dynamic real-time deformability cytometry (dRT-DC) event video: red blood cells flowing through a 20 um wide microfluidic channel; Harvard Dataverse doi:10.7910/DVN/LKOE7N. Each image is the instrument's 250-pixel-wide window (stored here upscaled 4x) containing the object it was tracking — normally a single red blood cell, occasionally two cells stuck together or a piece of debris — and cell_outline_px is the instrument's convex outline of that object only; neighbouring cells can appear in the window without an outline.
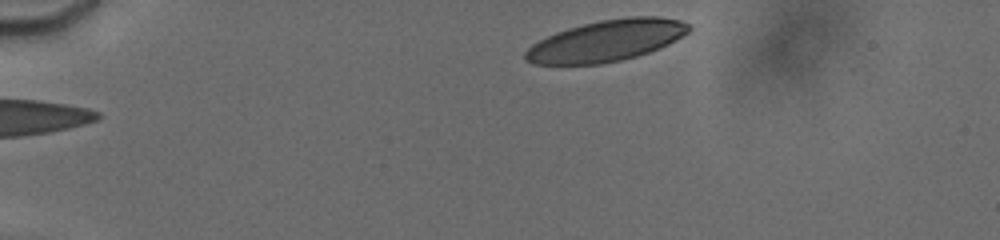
{"species": "human", "species_latin": "Homo sapiens", "temperature_condition": "cold", "stored_images_in_passage": 13, "camera_frame_rate_fps": 3000, "um_per_image_px": 0.085, "donor": {"sex": "male"}, "frame": {"image": 1, "passage_image": 1, "time_ms": 0.0, "image_size_px": [1000, 240], "cell_outline_px": [[692, 28], [688, 32], [668, 44], [648, 52], [636, 56], [620, 60], [600, 64], [532, 64], [524, 60], [524, 52], [532, 44], [556, 32], [568, 28], [600, 20], [628, 16], [660, 16], [680, 20], [688, 24]], "centroid_in_image_um": [51.53, 3.45], "position_along_channel_um": 33.5, "area_um2": 39.19}}
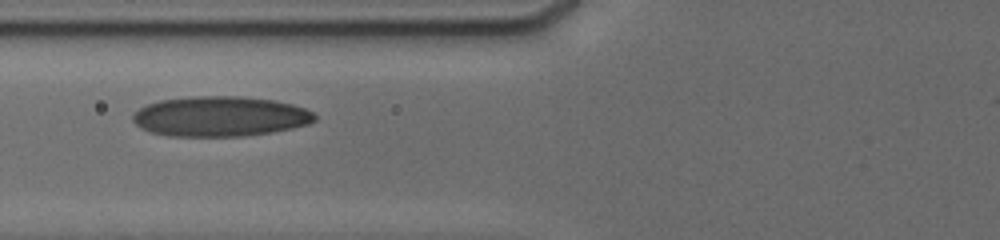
{"frame": {"image": 2, "passage_image": 8, "time_ms": 4.0, "image_size_px": [1000, 240], "cell_outline_px": [[316, 120], [308, 124], [292, 128], [272, 132], [244, 136], [168, 136], [152, 132], [140, 128], [132, 120], [132, 116], [140, 108], [148, 104], [160, 100], [192, 96], [240, 96], [276, 100], [292, 104], [304, 108], [312, 112], [316, 116]], "centroid_in_image_um": [18.72, 9.89], "position_along_channel_um": 107.1, "area_um2": 42.6}}
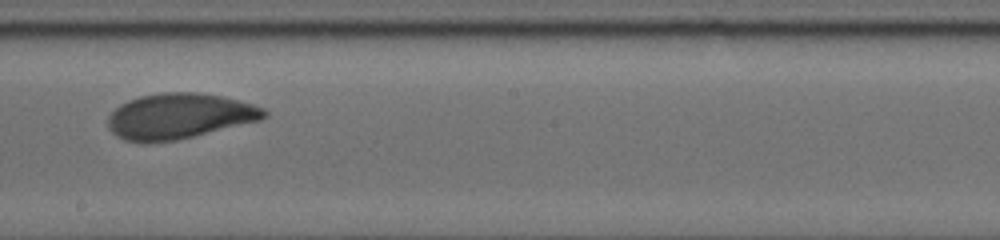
{"frame": {"image": 3, "passage_image": 12, "time_ms": 7.333, "image_size_px": [1000, 240], "cell_outline_px": [[268, 116], [260, 120], [176, 140], [148, 144], [140, 144], [124, 140], [116, 136], [108, 128], [108, 116], [120, 104], [128, 100], [140, 96], [164, 92], [196, 92], [220, 96], [252, 104], [264, 108], [268, 112]], "centroid_in_image_um": [15.19, 9.89], "position_along_channel_um": 233.0, "area_um2": 41.5}}